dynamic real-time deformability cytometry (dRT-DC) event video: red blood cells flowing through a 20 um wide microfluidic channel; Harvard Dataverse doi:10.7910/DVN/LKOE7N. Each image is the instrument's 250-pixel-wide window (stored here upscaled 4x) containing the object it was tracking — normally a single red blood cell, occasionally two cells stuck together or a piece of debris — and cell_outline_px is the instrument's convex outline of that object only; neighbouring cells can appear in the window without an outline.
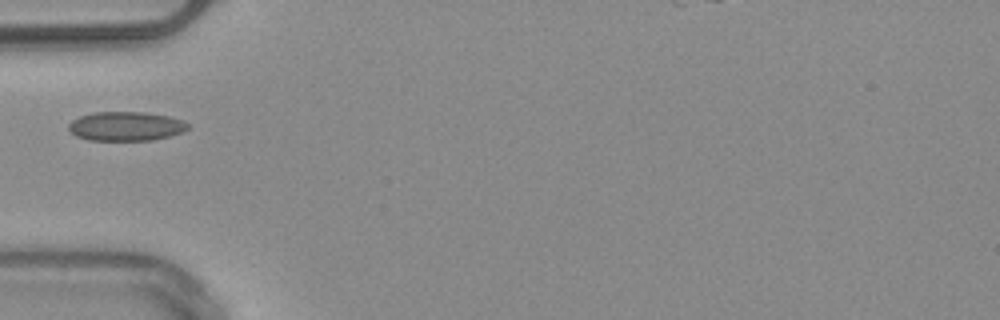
{"species": "common noctule bat (a hibernating species)", "species_latin": "Nyctalus noctula", "temperature_condition": "warm", "stored_images_in_passage": 6, "camera_frame_rate_fps": 3000, "um_per_image_px": 0.085, "animal": {"sex": "male", "body_mass_g": 20.4}, "frame": {"image": 1, "passage_image": 1, "time_ms": 0.0, "image_size_px": [1000, 320], "cell_outline_px": [[188, 128], [184, 132], [152, 140], [88, 140], [76, 136], [68, 128], [68, 124], [72, 120], [80, 116], [92, 112], [144, 112], [168, 116], [180, 120], [188, 124]], "centroid_in_image_um": [10.67, 10.73], "position_along_channel_um": 74.3, "area_um2": 20.17}}